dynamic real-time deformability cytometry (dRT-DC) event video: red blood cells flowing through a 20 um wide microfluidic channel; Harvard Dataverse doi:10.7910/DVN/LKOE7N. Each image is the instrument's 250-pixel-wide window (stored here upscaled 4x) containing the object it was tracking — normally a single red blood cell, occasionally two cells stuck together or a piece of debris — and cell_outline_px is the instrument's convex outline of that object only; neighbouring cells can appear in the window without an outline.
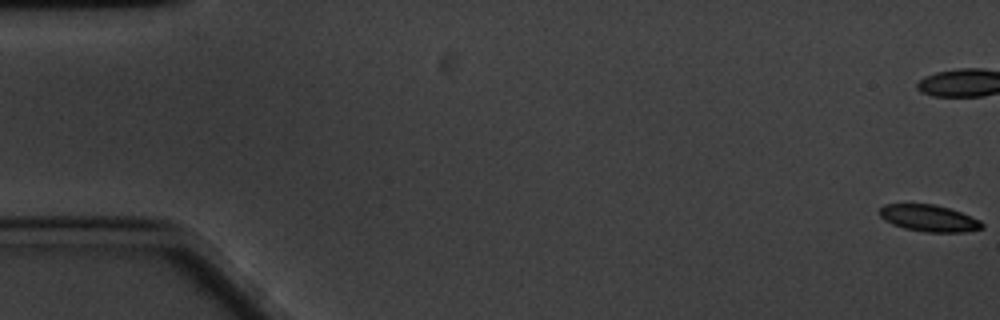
{"species": "common noctule bat (a hibernating species)", "species_latin": "Nyctalus noctula", "temperature_condition": "cold", "stored_images_in_passage": 17, "camera_frame_rate_fps": 3000, "um_per_image_px": 0.085, "animal": {"sex": "male", "body_mass_g": 20.1, "forearm_length_mm": 53.5}, "frame": {"image": 1, "passage_image": 1, "time_ms": 0.0, "image_size_px": [1000, 320], "cell_outline_px": [[984, 228], [964, 232], [924, 232], [904, 228], [892, 224], [884, 220], [880, 216], [880, 208], [884, 204], [936, 204], [960, 212], [980, 220], [984, 224]], "centroid_in_image_um": [78.97, 18.55], "position_along_channel_um": 6.0, "area_um2": 15.95}}
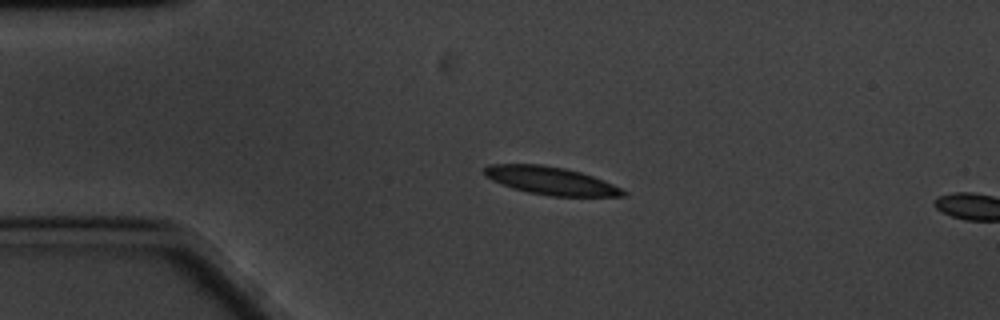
{"frame": {"image": 2, "passage_image": 14, "time_ms": 4.333, "image_size_px": [1000, 320], "cell_outline_px": [[628, 196], [552, 196], [528, 192], [512, 188], [492, 180], [484, 176], [484, 168], [488, 164], [540, 164], [564, 168], [580, 172], [604, 180], [628, 192]], "centroid_in_image_um": [46.81, 15.36], "position_along_channel_um": 38.2, "area_um2": 22.48}}